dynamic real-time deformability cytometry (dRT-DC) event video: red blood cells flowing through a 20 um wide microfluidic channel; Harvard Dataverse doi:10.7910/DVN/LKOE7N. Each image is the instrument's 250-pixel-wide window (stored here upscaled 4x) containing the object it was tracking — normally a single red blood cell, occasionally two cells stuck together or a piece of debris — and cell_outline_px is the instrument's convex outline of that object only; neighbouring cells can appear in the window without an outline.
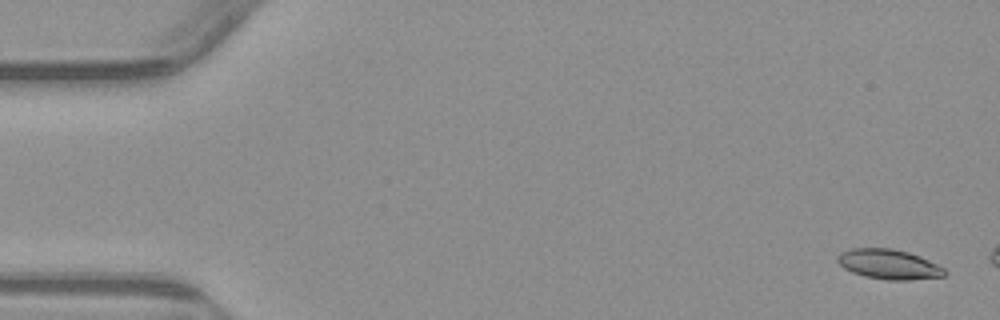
{"species": "common noctule bat (a hibernating species)", "species_latin": "Nyctalus noctula", "temperature_condition": "warm", "stored_images_in_passage": 11, "camera_frame_rate_fps": 3000, "um_per_image_px": 0.085, "animal": {"sex": "male", "body_mass_g": 23.1, "forearm_length_mm": 52.7}, "frame": {"image": 1, "passage_image": 2, "time_ms": 0.333, "image_size_px": [1000, 320], "cell_outline_px": [[948, 272], [944, 276], [908, 280], [888, 280], [864, 276], [852, 272], [844, 268], [836, 260], [836, 256], [840, 252], [848, 248], [892, 248], [908, 252], [920, 256], [944, 268]], "centroid_in_image_um": [75.52, 22.45], "position_along_channel_um": 9.5, "area_um2": 18.73}}